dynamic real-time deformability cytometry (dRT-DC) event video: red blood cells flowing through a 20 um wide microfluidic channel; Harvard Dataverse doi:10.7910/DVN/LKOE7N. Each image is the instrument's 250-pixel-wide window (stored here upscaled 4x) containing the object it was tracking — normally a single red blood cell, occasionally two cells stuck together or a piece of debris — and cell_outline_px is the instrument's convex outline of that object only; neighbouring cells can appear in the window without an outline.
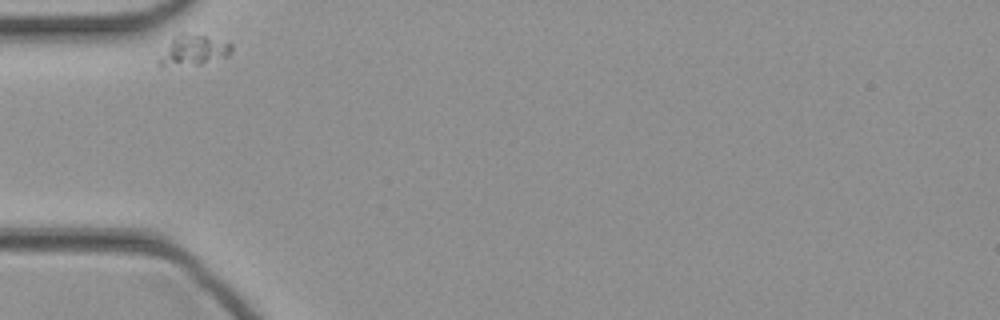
{"species": "common noctule bat (a hibernating species)", "species_latin": "Nyctalus noctula", "temperature_condition": "cold", "stored_images_in_passage": 27, "camera_frame_rate_fps": 3000, "um_per_image_px": 0.085, "animal": {"sex": "female", "body_mass_g": 21.9}, "frame": {"image": 1, "passage_image": 1, "time_ms": 0.0, "image_size_px": [1000, 320], "cell_outline_px": [[232, 52], [228, 56], [200, 64], [160, 68], [160, 56], [176, 32], [184, 32], [204, 36], [232, 44]], "centroid_in_image_um": [16.4, 4.28], "position_along_channel_um": 68.6, "area_um2": 12.83}}
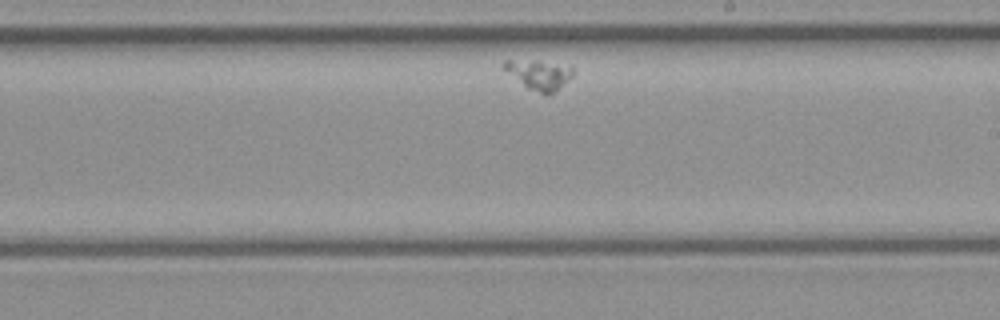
{"frame": {"image": 2, "passage_image": 16, "time_ms": 5.0, "image_size_px": [1000, 320], "cell_outline_px": [[572, 76], [548, 96], [544, 96], [528, 88], [504, 68], [504, 60], [512, 60], [572, 64]], "centroid_in_image_um": [45.88, 6.35], "position_along_channel_um": 243.1, "area_um2": 11.5}}
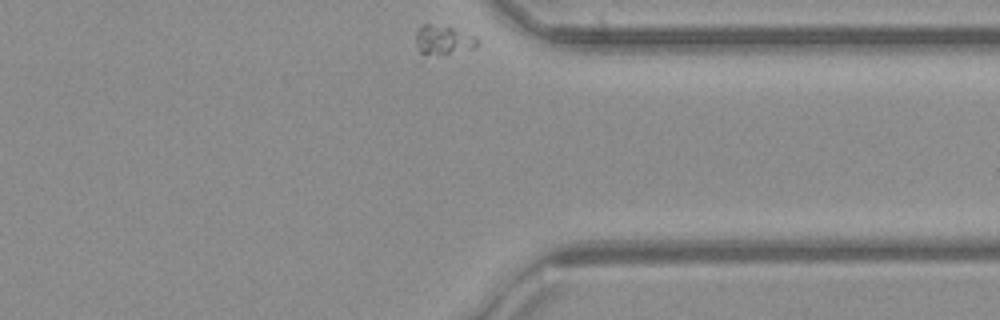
{"frame": {"image": 3, "passage_image": 27, "time_ms": 8.667, "image_size_px": [1000, 320], "cell_outline_px": [[476, 44], [472, 48], [420, 64], [416, 44], [416, 32], [420, 24], [432, 24], [452, 28], [476, 36]], "centroid_in_image_um": [37.5, 3.56], "position_along_channel_um": 373.9, "area_um2": 11.73}}